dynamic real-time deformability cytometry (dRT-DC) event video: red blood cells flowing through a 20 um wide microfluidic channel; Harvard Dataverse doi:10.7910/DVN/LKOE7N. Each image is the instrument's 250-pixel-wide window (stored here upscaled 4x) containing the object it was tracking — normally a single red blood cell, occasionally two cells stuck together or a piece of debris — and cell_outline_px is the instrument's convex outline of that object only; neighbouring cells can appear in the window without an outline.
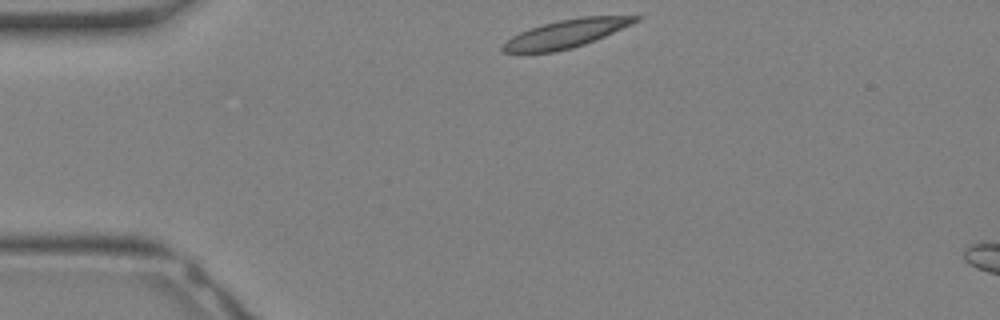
{"species": "Egyptian fruit bat (a non-hibernating species)", "species_latin": "Rousettus aegyptiacus", "temperature_condition": "warm", "stored_images_in_passage": 27, "camera_frame_rate_fps": 3000, "um_per_image_px": 0.085, "animal": {"sex": "female"}, "frame": {"image": 1, "passage_image": 1, "time_ms": 0.0, "image_size_px": [1000, 320], "cell_outline_px": [[640, 20], [632, 24], [604, 36], [584, 44], [572, 48], [552, 52], [504, 52], [500, 48], [512, 36], [520, 32], [544, 24], [560, 20], [580, 16], [640, 16]], "centroid_in_image_um": [48.13, 2.85], "position_along_channel_um": 36.9, "area_um2": 21.27}}
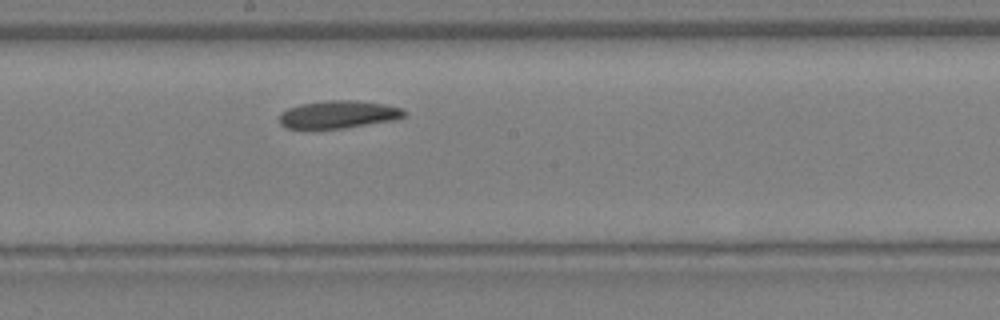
{"frame": {"image": 2, "passage_image": 12, "time_ms": 3.667, "image_size_px": [1000, 320], "cell_outline_px": [[408, 112], [404, 116], [392, 120], [344, 128], [288, 128], [280, 124], [280, 112], [288, 108], [300, 104], [324, 100], [356, 100], [384, 104], [400, 108]], "centroid_in_image_um": [28.74, 9.71], "position_along_channel_um": 219.5, "area_um2": 20.0}}
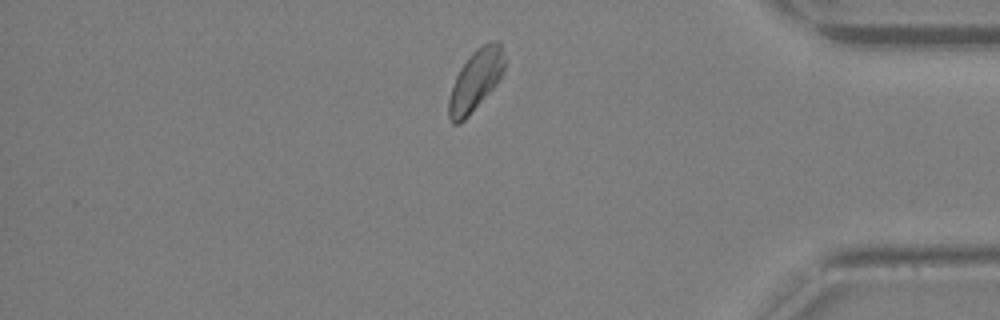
{"frame": {"image": 3, "passage_image": 22, "time_ms": 7.0, "image_size_px": [1000, 320], "cell_outline_px": [[508, 60], [496, 84], [468, 116], [460, 124], [452, 124], [448, 116], [448, 100], [456, 76], [460, 68], [472, 52], [476, 48], [484, 44], [496, 40], [500, 40]], "centroid_in_image_um": [40.45, 6.79], "position_along_channel_um": 394.7, "area_um2": 19.88}}